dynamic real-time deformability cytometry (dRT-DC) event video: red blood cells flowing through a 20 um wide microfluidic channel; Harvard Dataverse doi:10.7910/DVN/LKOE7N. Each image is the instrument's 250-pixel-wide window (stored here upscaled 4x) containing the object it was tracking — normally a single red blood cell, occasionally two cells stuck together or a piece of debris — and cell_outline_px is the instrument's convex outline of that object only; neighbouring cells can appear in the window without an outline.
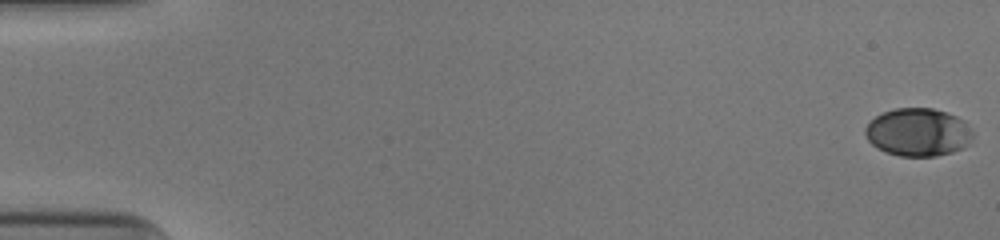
{"species": "human", "species_latin": "Homo sapiens", "temperature_condition": "cold", "stored_images_in_passage": 53, "camera_frame_rate_fps": 3000, "um_per_image_px": 0.085, "donor": {"sex": "male"}, "frame": {"image": 1, "passage_image": 1, "time_ms": 0.0, "image_size_px": [1000, 240], "cell_outline_px": [[972, 144], [964, 148], [952, 152], [936, 156], [900, 156], [884, 152], [876, 148], [868, 140], [864, 132], [864, 128], [876, 116], [884, 112], [896, 108], [932, 108], [956, 116], [964, 120], [972, 132]], "centroid_in_image_um": [78.05, 11.25], "position_along_channel_um": 7.0, "area_um2": 30.23}}
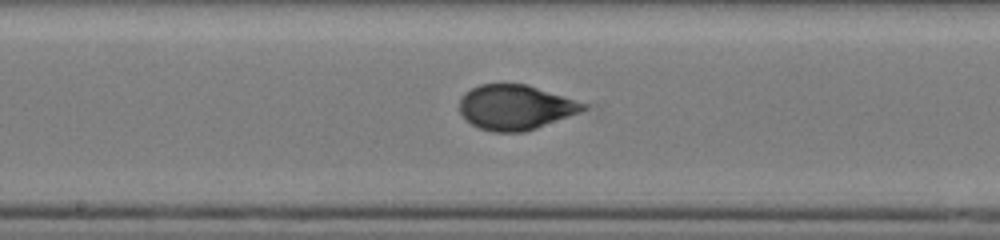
{"frame": {"image": 2, "passage_image": 29, "time_ms": 9.333, "image_size_px": [1000, 240], "cell_outline_px": [[588, 108], [568, 116], [536, 128], [524, 132], [492, 132], [480, 128], [472, 124], [460, 112], [460, 96], [464, 92], [480, 84], [524, 84], [588, 104]], "centroid_in_image_um": [43.77, 9.12], "position_along_channel_um": 204.4, "area_um2": 31.91}}
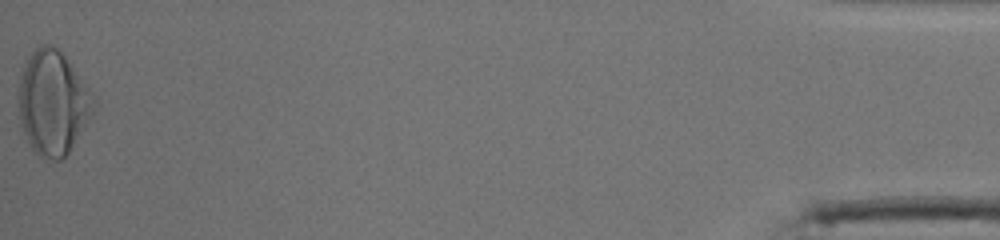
{"frame": {"image": 3, "passage_image": 53, "time_ms": 17.333, "image_size_px": [1000, 240], "cell_outline_px": [[96, 104], [92, 112], [68, 152], [60, 160], [52, 160], [40, 156], [32, 148], [24, 132], [20, 120], [20, 76], [24, 60], [40, 44], [52, 44], [64, 56], [96, 96]], "centroid_in_image_um": [4.49, 8.69], "position_along_channel_um": 430.7, "area_um2": 44.8}, "authors_computed_cell_mechanics": {"area_um2": 31.9056, "velocity_mm_per_s": 3.9739, "shape_relaxation_time_tau1_ms": 3.452, "shape_relaxation_time_tau2_ms": 0.6524, "deformation_change_tau1": 0.1664, "deformation_change_tau2": 0.0441}}